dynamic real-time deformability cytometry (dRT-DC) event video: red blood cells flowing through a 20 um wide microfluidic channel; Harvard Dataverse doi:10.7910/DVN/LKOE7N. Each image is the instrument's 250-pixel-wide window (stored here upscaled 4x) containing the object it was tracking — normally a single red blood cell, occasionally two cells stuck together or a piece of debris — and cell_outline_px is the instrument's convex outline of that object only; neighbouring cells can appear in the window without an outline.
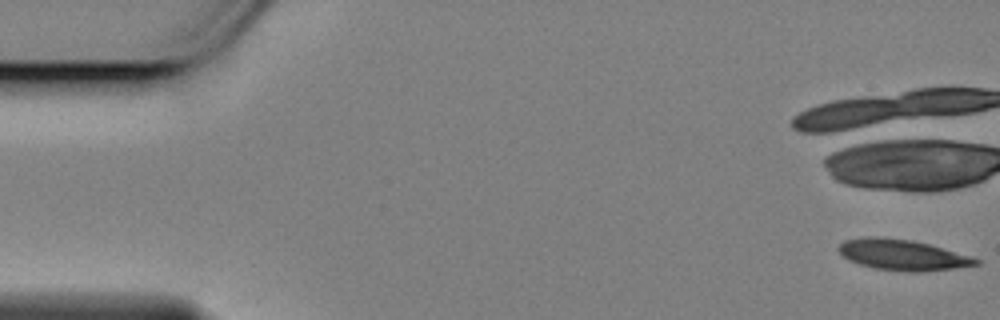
{"species": "Egyptian fruit bat (a non-hibernating species)", "species_latin": "Rousettus aegyptiacus", "temperature_condition": "cold", "stored_images_in_passage": 9, "camera_frame_rate_fps": 3000, "um_per_image_px": 0.085, "animal": {"sex": "female"}, "frame": {"image": 1, "passage_image": 1, "time_ms": 0.0, "image_size_px": [1000, 320], "cell_outline_px": [[980, 264], [952, 268], [920, 272], [916, 272], [876, 268], [860, 264], [848, 260], [836, 248], [844, 240], [864, 236], [880, 236], [912, 240], [928, 244], [972, 256], [980, 260]], "centroid_in_image_um": [76.68, 21.64], "position_along_channel_um": 8.3, "area_um2": 24.45}}